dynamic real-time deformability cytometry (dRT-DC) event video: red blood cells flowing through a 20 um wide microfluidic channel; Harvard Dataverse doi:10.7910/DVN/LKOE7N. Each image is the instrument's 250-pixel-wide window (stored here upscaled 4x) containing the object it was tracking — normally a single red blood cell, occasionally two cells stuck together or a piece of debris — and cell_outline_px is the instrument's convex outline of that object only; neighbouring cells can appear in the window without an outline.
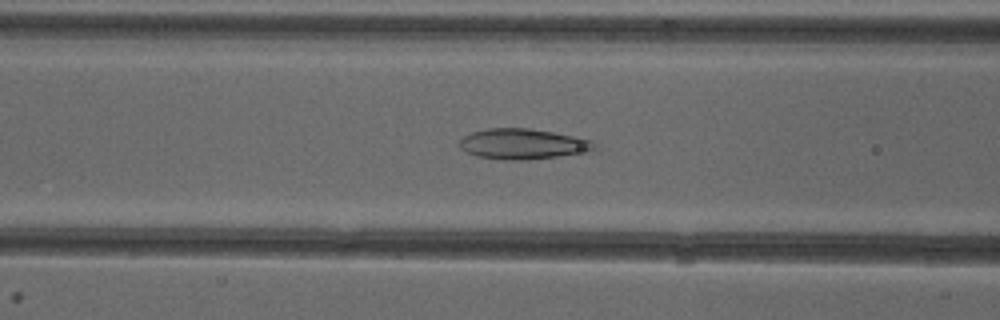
{"species": "common noctule bat (a hibernating species)", "species_latin": "Nyctalus noctula", "temperature_condition": "cold", "stored_images_in_passage": 52, "camera_frame_rate_fps": 3000, "um_per_image_px": 0.085, "animal": {"sex": "female"}, "frame": {"image": 1, "passage_image": 21, "time_ms": 6.667, "image_size_px": [1000, 320], "cell_outline_px": [[600, 144], [596, 148], [588, 152], [528, 160], [508, 160], [476, 156], [460, 148], [460, 140], [464, 136], [472, 132], [488, 128], [528, 128], [552, 132], [592, 140]], "centroid_in_image_um": [44.48, 12.24], "position_along_channel_um": 122.1, "area_um2": 23.93}}
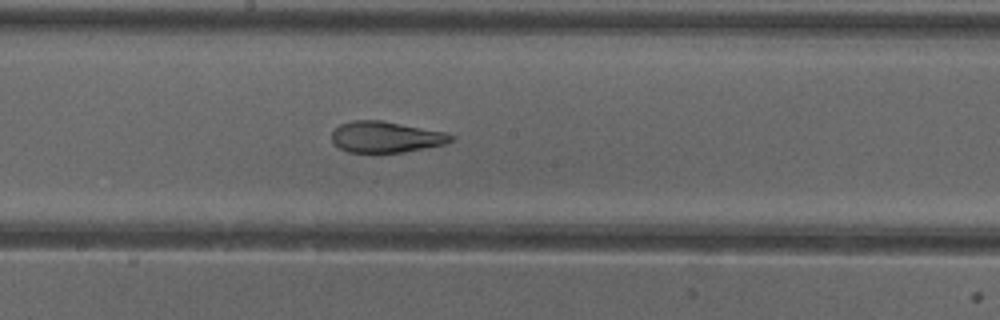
{"frame": {"image": 2, "passage_image": 28, "time_ms": 9.0, "image_size_px": [1000, 320], "cell_outline_px": [[456, 140], [444, 144], [404, 152], [348, 152], [340, 148], [332, 140], [332, 132], [340, 124], [352, 120], [380, 120], [444, 132], [456, 136]], "centroid_in_image_um": [32.82, 11.64], "position_along_channel_um": 215.4, "area_um2": 21.44}}
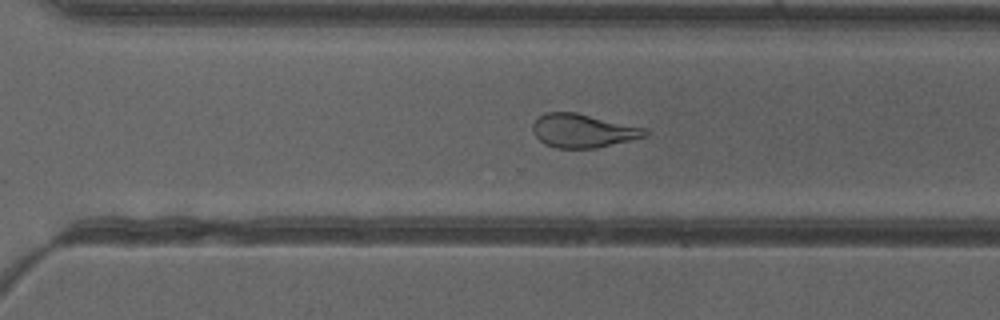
{"frame": {"image": 3, "passage_image": 36, "time_ms": 11.667, "image_size_px": [1000, 320], "cell_outline_px": [[648, 136], [596, 148], [556, 148], [544, 144], [532, 132], [532, 124], [540, 116], [548, 112], [576, 112], [648, 128]], "centroid_in_image_um": [49.58, 11.11], "position_along_channel_um": 321.0, "area_um2": 22.14}, "authors_computed_cell_mechanics": {"area_um2": 26.1256, "velocity_mm_per_s": 3.9943, "shape_relaxation_time_tau1_ms": null, "shape_relaxation_time_tau2_ms": 1.849, "deformation_change_tau1": null, "deformation_change_tau2": 0.081}}